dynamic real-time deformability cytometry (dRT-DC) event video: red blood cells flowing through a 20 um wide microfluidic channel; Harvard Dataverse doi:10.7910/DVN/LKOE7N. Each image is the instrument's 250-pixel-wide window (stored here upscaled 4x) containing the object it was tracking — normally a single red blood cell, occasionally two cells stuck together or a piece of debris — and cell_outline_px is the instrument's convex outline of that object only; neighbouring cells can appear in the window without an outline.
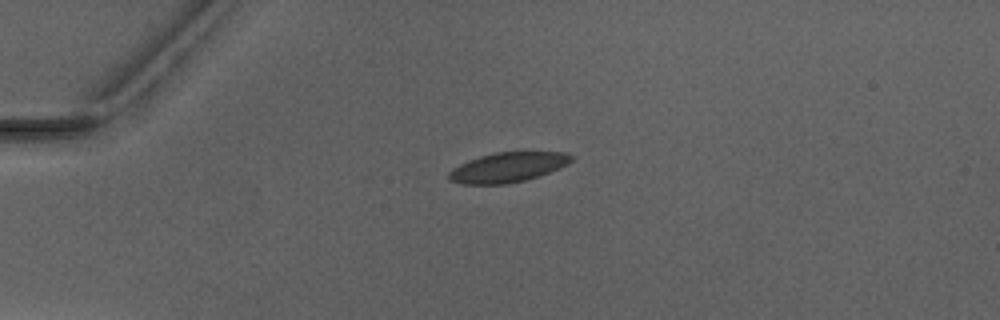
{"species": "Egyptian fruit bat (a non-hibernating species)", "species_latin": "Rousettus aegyptiacus", "temperature_condition": "warm", "stored_images_in_passage": 6, "camera_frame_rate_fps": 3000, "um_per_image_px": 0.085, "animal": {"sex": "male"}, "frame": {"image": 1, "passage_image": 3, "time_ms": 2.333, "image_size_px": [1000, 320], "cell_outline_px": [[572, 160], [568, 164], [560, 168], [524, 180], [508, 184], [460, 184], [448, 180], [448, 172], [452, 168], [468, 160], [480, 156], [496, 152], [568, 152], [572, 156]], "centroid_in_image_um": [43.13, 14.22], "position_along_channel_um": 41.9, "area_um2": 21.27}}
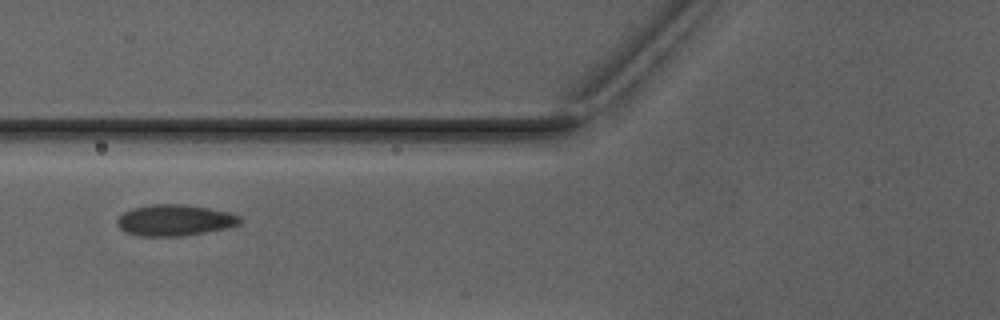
{"frame": {"image": 2, "passage_image": 5, "time_ms": 5.0, "image_size_px": [1000, 320], "cell_outline_px": [[240, 224], [224, 228], [204, 232], [180, 236], [140, 236], [124, 232], [116, 224], [116, 220], [124, 212], [132, 208], [152, 204], [184, 204], [208, 208], [228, 212], [240, 216]], "centroid_in_image_um": [14.8, 18.71], "position_along_channel_um": 111.0, "area_um2": 22.2}}
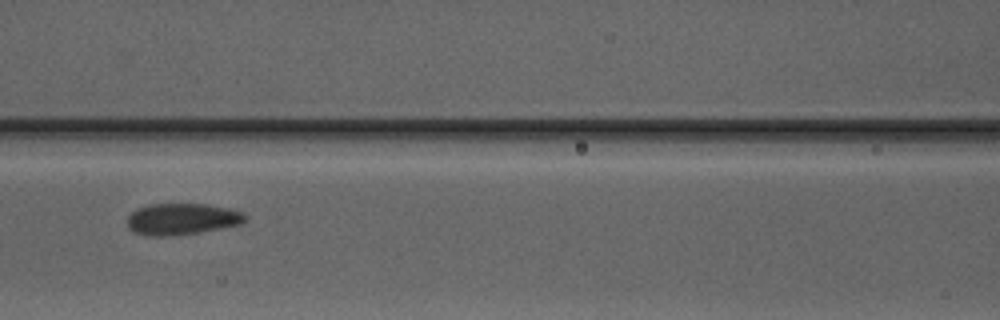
{"frame": {"image": 3, "passage_image": 6, "time_ms": 6.0, "image_size_px": [1000, 320], "cell_outline_px": [[248, 220], [240, 224], [220, 228], [196, 232], [164, 236], [152, 236], [136, 232], [128, 228], [128, 216], [136, 208], [148, 204], [208, 204], [228, 208], [240, 212], [248, 216]], "centroid_in_image_um": [15.46, 18.6], "position_along_channel_um": 151.1, "area_um2": 21.39}}